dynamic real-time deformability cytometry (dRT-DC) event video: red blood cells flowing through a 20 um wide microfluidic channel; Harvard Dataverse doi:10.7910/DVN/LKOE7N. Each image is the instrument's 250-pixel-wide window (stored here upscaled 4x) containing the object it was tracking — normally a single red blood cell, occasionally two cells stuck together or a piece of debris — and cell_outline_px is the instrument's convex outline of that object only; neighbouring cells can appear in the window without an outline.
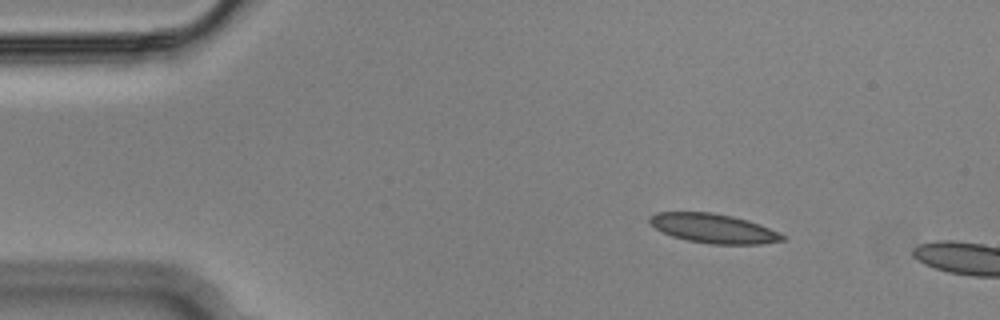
{"species": "Egyptian fruit bat (a non-hibernating species)", "species_latin": "Rousettus aegyptiacus", "temperature_condition": "cold", "stored_images_in_passage": 4, "camera_frame_rate_fps": 3000, "um_per_image_px": 0.085, "animal": {"sex": "male"}, "frame": {"image": 1, "passage_image": 1, "time_ms": 0.0, "image_size_px": [1000, 320], "cell_outline_px": [[784, 240], [760, 244], [708, 244], [688, 240], [672, 236], [656, 228], [648, 220], [648, 216], [656, 212], [712, 212], [732, 216], [748, 220], [760, 224], [784, 236]], "centroid_in_image_um": [60.61, 19.4], "position_along_channel_um": 24.4, "area_um2": 22.48}}